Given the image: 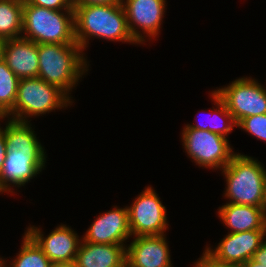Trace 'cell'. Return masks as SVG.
Wrapping results in <instances>:
<instances>
[{
    "label": "cell",
    "mask_w": 266,
    "mask_h": 267,
    "mask_svg": "<svg viewBox=\"0 0 266 267\" xmlns=\"http://www.w3.org/2000/svg\"><path fill=\"white\" fill-rule=\"evenodd\" d=\"M73 7L75 40L83 51L91 37L138 44L129 32L122 3Z\"/></svg>",
    "instance_id": "1"
},
{
    "label": "cell",
    "mask_w": 266,
    "mask_h": 267,
    "mask_svg": "<svg viewBox=\"0 0 266 267\" xmlns=\"http://www.w3.org/2000/svg\"><path fill=\"white\" fill-rule=\"evenodd\" d=\"M82 48L77 43L38 44V77L58 86L68 96L88 65Z\"/></svg>",
    "instance_id": "2"
},
{
    "label": "cell",
    "mask_w": 266,
    "mask_h": 267,
    "mask_svg": "<svg viewBox=\"0 0 266 267\" xmlns=\"http://www.w3.org/2000/svg\"><path fill=\"white\" fill-rule=\"evenodd\" d=\"M53 10L24 0L22 38L37 44L76 43L74 10Z\"/></svg>",
    "instance_id": "3"
},
{
    "label": "cell",
    "mask_w": 266,
    "mask_h": 267,
    "mask_svg": "<svg viewBox=\"0 0 266 267\" xmlns=\"http://www.w3.org/2000/svg\"><path fill=\"white\" fill-rule=\"evenodd\" d=\"M258 160L235 154L222 169L226 178L225 197L229 203L261 207L266 169Z\"/></svg>",
    "instance_id": "4"
},
{
    "label": "cell",
    "mask_w": 266,
    "mask_h": 267,
    "mask_svg": "<svg viewBox=\"0 0 266 267\" xmlns=\"http://www.w3.org/2000/svg\"><path fill=\"white\" fill-rule=\"evenodd\" d=\"M70 99L71 97L58 86L49 84L39 77L20 79L17 98L8 116H12L10 120L30 123L27 118L66 108L72 103Z\"/></svg>",
    "instance_id": "5"
},
{
    "label": "cell",
    "mask_w": 266,
    "mask_h": 267,
    "mask_svg": "<svg viewBox=\"0 0 266 267\" xmlns=\"http://www.w3.org/2000/svg\"><path fill=\"white\" fill-rule=\"evenodd\" d=\"M183 146L196 165L211 169H223L236 154L227 138L196 128H183Z\"/></svg>",
    "instance_id": "6"
},
{
    "label": "cell",
    "mask_w": 266,
    "mask_h": 267,
    "mask_svg": "<svg viewBox=\"0 0 266 267\" xmlns=\"http://www.w3.org/2000/svg\"><path fill=\"white\" fill-rule=\"evenodd\" d=\"M214 92L226 105L236 124L243 118L266 114V89L251 77L236 79Z\"/></svg>",
    "instance_id": "7"
},
{
    "label": "cell",
    "mask_w": 266,
    "mask_h": 267,
    "mask_svg": "<svg viewBox=\"0 0 266 267\" xmlns=\"http://www.w3.org/2000/svg\"><path fill=\"white\" fill-rule=\"evenodd\" d=\"M166 207L152 187H146L128 206L129 226L133 236L163 235L168 228Z\"/></svg>",
    "instance_id": "8"
},
{
    "label": "cell",
    "mask_w": 266,
    "mask_h": 267,
    "mask_svg": "<svg viewBox=\"0 0 266 267\" xmlns=\"http://www.w3.org/2000/svg\"><path fill=\"white\" fill-rule=\"evenodd\" d=\"M165 4L166 0H122L129 32L138 44L145 42L143 34H147L150 38H155L159 34L166 9ZM138 28L143 34L136 30Z\"/></svg>",
    "instance_id": "9"
},
{
    "label": "cell",
    "mask_w": 266,
    "mask_h": 267,
    "mask_svg": "<svg viewBox=\"0 0 266 267\" xmlns=\"http://www.w3.org/2000/svg\"><path fill=\"white\" fill-rule=\"evenodd\" d=\"M46 152H7L0 173V193L13 192V186L21 187L28 183L45 167Z\"/></svg>",
    "instance_id": "10"
},
{
    "label": "cell",
    "mask_w": 266,
    "mask_h": 267,
    "mask_svg": "<svg viewBox=\"0 0 266 267\" xmlns=\"http://www.w3.org/2000/svg\"><path fill=\"white\" fill-rule=\"evenodd\" d=\"M26 233L52 263L75 261L81 240L77 233L66 225L56 227L47 237H44L40 228L34 226L28 227Z\"/></svg>",
    "instance_id": "11"
},
{
    "label": "cell",
    "mask_w": 266,
    "mask_h": 267,
    "mask_svg": "<svg viewBox=\"0 0 266 267\" xmlns=\"http://www.w3.org/2000/svg\"><path fill=\"white\" fill-rule=\"evenodd\" d=\"M114 208L96 218L81 240L89 243L125 245L123 242L132 237L128 207Z\"/></svg>",
    "instance_id": "12"
},
{
    "label": "cell",
    "mask_w": 266,
    "mask_h": 267,
    "mask_svg": "<svg viewBox=\"0 0 266 267\" xmlns=\"http://www.w3.org/2000/svg\"><path fill=\"white\" fill-rule=\"evenodd\" d=\"M266 230H250L239 233H228L218 246L208 251L218 260L242 266L252 259L259 249L262 240H265Z\"/></svg>",
    "instance_id": "13"
},
{
    "label": "cell",
    "mask_w": 266,
    "mask_h": 267,
    "mask_svg": "<svg viewBox=\"0 0 266 267\" xmlns=\"http://www.w3.org/2000/svg\"><path fill=\"white\" fill-rule=\"evenodd\" d=\"M165 234L137 236L126 248L128 267H173Z\"/></svg>",
    "instance_id": "14"
},
{
    "label": "cell",
    "mask_w": 266,
    "mask_h": 267,
    "mask_svg": "<svg viewBox=\"0 0 266 267\" xmlns=\"http://www.w3.org/2000/svg\"><path fill=\"white\" fill-rule=\"evenodd\" d=\"M3 60L19 79L38 77V44L24 39L4 41Z\"/></svg>",
    "instance_id": "15"
},
{
    "label": "cell",
    "mask_w": 266,
    "mask_h": 267,
    "mask_svg": "<svg viewBox=\"0 0 266 267\" xmlns=\"http://www.w3.org/2000/svg\"><path fill=\"white\" fill-rule=\"evenodd\" d=\"M77 267H124L126 247L81 241L75 258Z\"/></svg>",
    "instance_id": "16"
},
{
    "label": "cell",
    "mask_w": 266,
    "mask_h": 267,
    "mask_svg": "<svg viewBox=\"0 0 266 267\" xmlns=\"http://www.w3.org/2000/svg\"><path fill=\"white\" fill-rule=\"evenodd\" d=\"M218 215L231 229L230 233L266 230V215L262 207L226 203L219 207Z\"/></svg>",
    "instance_id": "17"
},
{
    "label": "cell",
    "mask_w": 266,
    "mask_h": 267,
    "mask_svg": "<svg viewBox=\"0 0 266 267\" xmlns=\"http://www.w3.org/2000/svg\"><path fill=\"white\" fill-rule=\"evenodd\" d=\"M5 140L7 152L21 150L22 152H44V147L37 140L35 131L29 122L7 121Z\"/></svg>",
    "instance_id": "18"
},
{
    "label": "cell",
    "mask_w": 266,
    "mask_h": 267,
    "mask_svg": "<svg viewBox=\"0 0 266 267\" xmlns=\"http://www.w3.org/2000/svg\"><path fill=\"white\" fill-rule=\"evenodd\" d=\"M23 5L24 0H0V39L22 37Z\"/></svg>",
    "instance_id": "19"
},
{
    "label": "cell",
    "mask_w": 266,
    "mask_h": 267,
    "mask_svg": "<svg viewBox=\"0 0 266 267\" xmlns=\"http://www.w3.org/2000/svg\"><path fill=\"white\" fill-rule=\"evenodd\" d=\"M20 79L7 66L0 61V117L5 118L12 112L18 91Z\"/></svg>",
    "instance_id": "20"
},
{
    "label": "cell",
    "mask_w": 266,
    "mask_h": 267,
    "mask_svg": "<svg viewBox=\"0 0 266 267\" xmlns=\"http://www.w3.org/2000/svg\"><path fill=\"white\" fill-rule=\"evenodd\" d=\"M212 99L217 106L216 109H212L213 112V119L211 120L212 123L208 125L203 124H187L184 128H196L199 130H208L215 134L221 135L223 137H227L230 132H232L233 127L236 126V123L232 117V114L226 108V105L222 102L220 97L213 91L212 92ZM219 108V109H218ZM215 114V115H214ZM226 120V122H225Z\"/></svg>",
    "instance_id": "21"
},
{
    "label": "cell",
    "mask_w": 266,
    "mask_h": 267,
    "mask_svg": "<svg viewBox=\"0 0 266 267\" xmlns=\"http://www.w3.org/2000/svg\"><path fill=\"white\" fill-rule=\"evenodd\" d=\"M19 254L8 267H51L52 262L25 232Z\"/></svg>",
    "instance_id": "22"
},
{
    "label": "cell",
    "mask_w": 266,
    "mask_h": 267,
    "mask_svg": "<svg viewBox=\"0 0 266 267\" xmlns=\"http://www.w3.org/2000/svg\"><path fill=\"white\" fill-rule=\"evenodd\" d=\"M236 127L266 142V114H258L243 118L236 124Z\"/></svg>",
    "instance_id": "23"
},
{
    "label": "cell",
    "mask_w": 266,
    "mask_h": 267,
    "mask_svg": "<svg viewBox=\"0 0 266 267\" xmlns=\"http://www.w3.org/2000/svg\"><path fill=\"white\" fill-rule=\"evenodd\" d=\"M32 5H37L53 10H74L72 0H27Z\"/></svg>",
    "instance_id": "24"
},
{
    "label": "cell",
    "mask_w": 266,
    "mask_h": 267,
    "mask_svg": "<svg viewBox=\"0 0 266 267\" xmlns=\"http://www.w3.org/2000/svg\"><path fill=\"white\" fill-rule=\"evenodd\" d=\"M194 265L195 267H242L218 260L208 251L207 248L203 252V256H201V258H199V260Z\"/></svg>",
    "instance_id": "25"
},
{
    "label": "cell",
    "mask_w": 266,
    "mask_h": 267,
    "mask_svg": "<svg viewBox=\"0 0 266 267\" xmlns=\"http://www.w3.org/2000/svg\"><path fill=\"white\" fill-rule=\"evenodd\" d=\"M122 0H72V5H104L121 4Z\"/></svg>",
    "instance_id": "26"
},
{
    "label": "cell",
    "mask_w": 266,
    "mask_h": 267,
    "mask_svg": "<svg viewBox=\"0 0 266 267\" xmlns=\"http://www.w3.org/2000/svg\"><path fill=\"white\" fill-rule=\"evenodd\" d=\"M252 260L256 263L266 265V240L261 242L259 249L254 253Z\"/></svg>",
    "instance_id": "27"
},
{
    "label": "cell",
    "mask_w": 266,
    "mask_h": 267,
    "mask_svg": "<svg viewBox=\"0 0 266 267\" xmlns=\"http://www.w3.org/2000/svg\"><path fill=\"white\" fill-rule=\"evenodd\" d=\"M6 154H7V149L5 140V128L2 129L0 126V173L5 161Z\"/></svg>",
    "instance_id": "28"
},
{
    "label": "cell",
    "mask_w": 266,
    "mask_h": 267,
    "mask_svg": "<svg viewBox=\"0 0 266 267\" xmlns=\"http://www.w3.org/2000/svg\"><path fill=\"white\" fill-rule=\"evenodd\" d=\"M51 267H77L75 262L52 263Z\"/></svg>",
    "instance_id": "29"
},
{
    "label": "cell",
    "mask_w": 266,
    "mask_h": 267,
    "mask_svg": "<svg viewBox=\"0 0 266 267\" xmlns=\"http://www.w3.org/2000/svg\"><path fill=\"white\" fill-rule=\"evenodd\" d=\"M242 267H266V265L256 263L255 261L250 259L249 261L245 262Z\"/></svg>",
    "instance_id": "30"
},
{
    "label": "cell",
    "mask_w": 266,
    "mask_h": 267,
    "mask_svg": "<svg viewBox=\"0 0 266 267\" xmlns=\"http://www.w3.org/2000/svg\"><path fill=\"white\" fill-rule=\"evenodd\" d=\"M261 207H262V209L264 211V214L266 215V182H265V185H264L263 200H262Z\"/></svg>",
    "instance_id": "31"
},
{
    "label": "cell",
    "mask_w": 266,
    "mask_h": 267,
    "mask_svg": "<svg viewBox=\"0 0 266 267\" xmlns=\"http://www.w3.org/2000/svg\"><path fill=\"white\" fill-rule=\"evenodd\" d=\"M4 41H5V40L0 39V61L3 59Z\"/></svg>",
    "instance_id": "32"
},
{
    "label": "cell",
    "mask_w": 266,
    "mask_h": 267,
    "mask_svg": "<svg viewBox=\"0 0 266 267\" xmlns=\"http://www.w3.org/2000/svg\"><path fill=\"white\" fill-rule=\"evenodd\" d=\"M6 261L4 260V259H2V258H0V267H8V266H6Z\"/></svg>",
    "instance_id": "33"
}]
</instances>
